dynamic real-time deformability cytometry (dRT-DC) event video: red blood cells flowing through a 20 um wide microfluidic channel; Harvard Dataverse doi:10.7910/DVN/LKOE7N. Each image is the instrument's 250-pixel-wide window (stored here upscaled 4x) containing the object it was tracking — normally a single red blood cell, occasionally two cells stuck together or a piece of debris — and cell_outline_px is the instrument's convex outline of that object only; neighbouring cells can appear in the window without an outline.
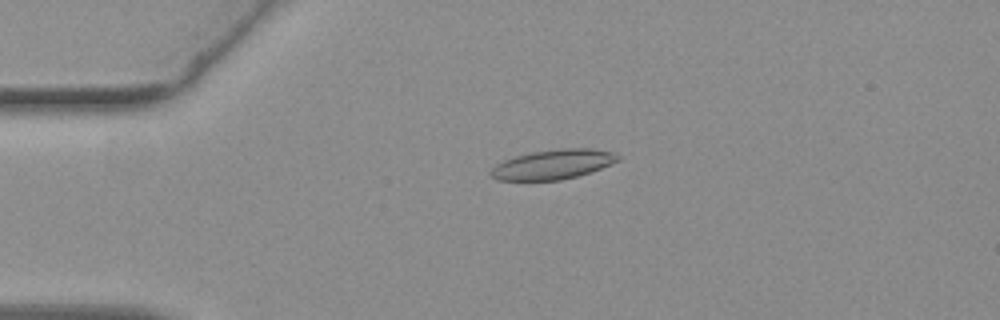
{"species": "common noctule bat (a hibernating species)", "species_latin": "Nyctalus noctula", "temperature_condition": "warm", "stored_images_in_passage": 37, "camera_frame_rate_fps": 3000, "um_per_image_px": 0.085, "animal": {"sex": "female", "body_mass_g": 19.3, "forearm_length_mm": 54.1}, "frame": {"image": 1, "passage_image": 2, "time_ms": 0.333, "image_size_px": [1000, 320], "cell_outline_px": [[620, 160], [600, 168], [576, 176], [560, 180], [496, 180], [488, 172], [496, 164], [504, 160], [516, 156], [532, 152], [564, 148], [592, 148], [612, 152], [620, 156]], "centroid_in_image_um": [46.99, 13.97], "position_along_channel_um": 38.0, "area_um2": 21.73}}
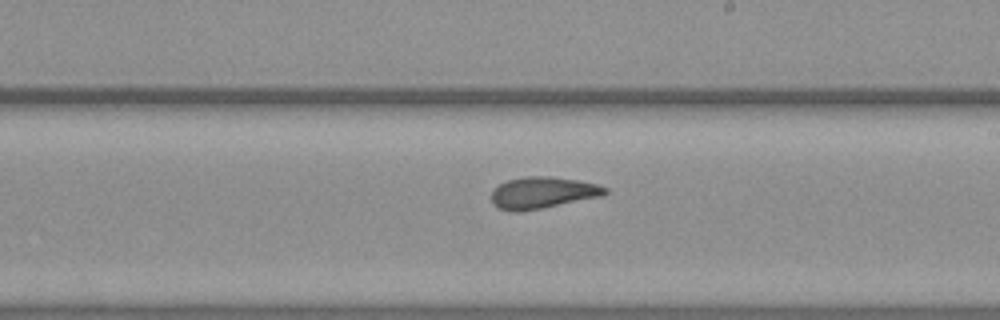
{"frame": {"image": 2, "passage_image": 21, "time_ms": 6.667, "image_size_px": [1000, 320], "cell_outline_px": [[608, 192], [600, 196], [544, 208], [520, 212], [508, 212], [492, 204], [492, 192], [500, 184], [508, 180], [528, 176], [548, 176], [576, 180], [596, 184], [608, 188]], "centroid_in_image_um": [46.1, 16.39], "position_along_channel_um": 242.9, "area_um2": 20.81}}
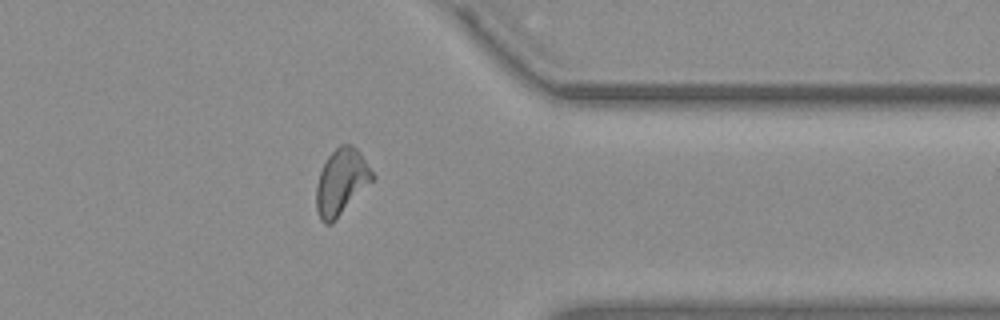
{"frame": {"image": 3, "passage_image": 33, "time_ms": 10.667, "image_size_px": [1000, 320], "cell_outline_px": [[376, 176], [332, 224], [324, 224], [320, 220], [316, 208], [316, 184], [320, 172], [328, 156], [340, 144], [352, 144], [360, 152]], "centroid_in_image_um": [29.0, 15.46], "position_along_channel_um": 382.4, "area_um2": 21.5}, "authors_computed_cell_mechanics": {"area_um2": 20.9236, "velocity_mm_per_s": 3.7601, "shape_relaxation_time_tau1_ms": null, "shape_relaxation_time_tau2_ms": 3.2311, "deformation_change_tau1": null, "deformation_change_tau2": 0.1029}}